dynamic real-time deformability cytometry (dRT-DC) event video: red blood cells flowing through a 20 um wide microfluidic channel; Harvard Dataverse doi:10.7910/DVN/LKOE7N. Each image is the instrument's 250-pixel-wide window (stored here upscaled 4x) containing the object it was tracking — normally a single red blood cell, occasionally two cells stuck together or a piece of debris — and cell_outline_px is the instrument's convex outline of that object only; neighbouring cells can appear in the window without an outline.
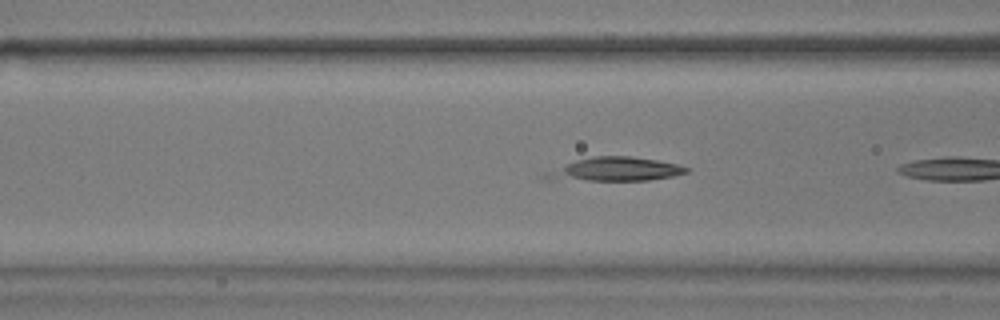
{"species": "common noctule bat (a hibernating species)", "species_latin": "Nyctalus noctula", "temperature_condition": "warm", "stored_images_in_passage": 6, "camera_frame_rate_fps": 3000, "um_per_image_px": 0.085, "animal": {"sex": "male", "body_mass_g": 17.9}, "frame": {"image": 1, "passage_image": 5, "time_ms": 1.333, "image_size_px": [1000, 320], "cell_outline_px": [[688, 172], [672, 176], [648, 180], [540, 180], [544, 172], [576, 160], [592, 156], [628, 156], [656, 160], [676, 164], [688, 168]], "centroid_in_image_um": [52.19, 14.4], "position_along_channel_um": 114.4, "area_um2": 19.36}}